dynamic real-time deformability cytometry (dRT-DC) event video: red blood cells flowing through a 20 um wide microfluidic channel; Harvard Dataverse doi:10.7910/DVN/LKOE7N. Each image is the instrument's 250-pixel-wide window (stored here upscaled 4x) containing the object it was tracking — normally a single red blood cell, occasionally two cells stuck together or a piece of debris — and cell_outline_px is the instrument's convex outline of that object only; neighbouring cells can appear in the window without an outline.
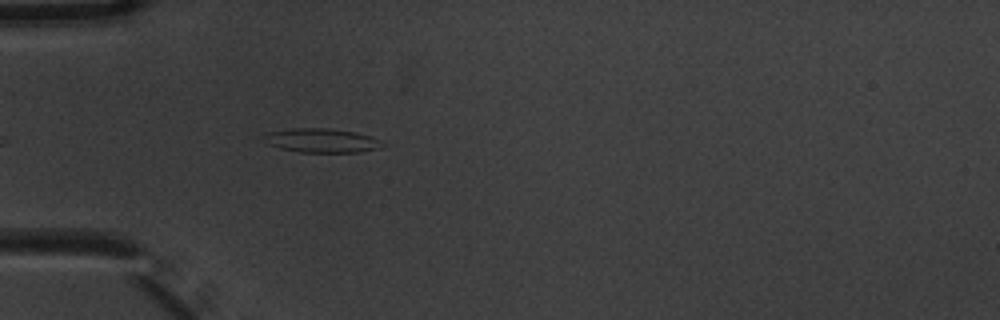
{"species": "common noctule bat (a hibernating species)", "species_latin": "Nyctalus noctula", "temperature_condition": "warm", "stored_images_in_passage": 4, "camera_frame_rate_fps": 3000, "um_per_image_px": 0.085, "animal": {"sex": "male", "body_mass_g": 20.1, "forearm_length_mm": 53.5}, "frame": {"image": 1, "passage_image": 4, "time_ms": 1.0, "image_size_px": [1000, 320], "cell_outline_px": [[388, 144], [376, 148], [360, 152], [300, 152], [280, 148], [268, 144], [260, 136], [268, 132], [292, 128], [328, 128], [356, 132], [380, 140]], "centroid_in_image_um": [27.3, 11.94], "position_along_channel_um": 57.7, "area_um2": 16.65}}